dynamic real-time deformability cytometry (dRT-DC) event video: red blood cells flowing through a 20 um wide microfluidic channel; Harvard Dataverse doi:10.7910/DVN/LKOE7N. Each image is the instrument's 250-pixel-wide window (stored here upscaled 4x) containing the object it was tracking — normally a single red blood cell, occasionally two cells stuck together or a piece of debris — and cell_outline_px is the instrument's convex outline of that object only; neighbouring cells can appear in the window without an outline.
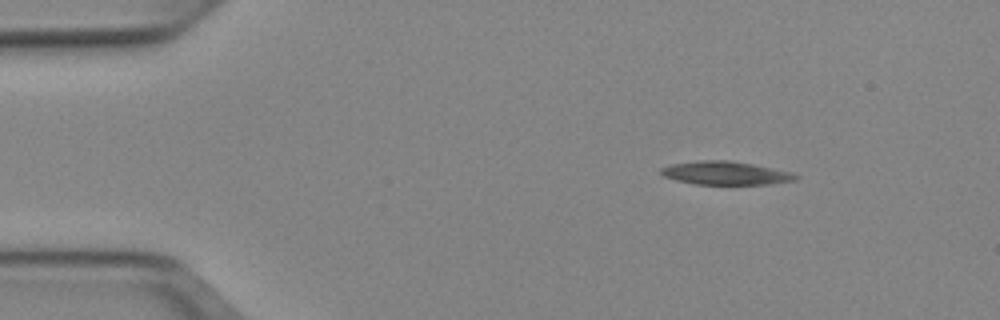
{"species": "Egyptian fruit bat (a non-hibernating species)", "species_latin": "Rousettus aegyptiacus", "temperature_condition": "cold", "stored_images_in_passage": 45, "camera_frame_rate_fps": 3000, "um_per_image_px": 0.085, "animal": {"sex": "female"}, "frame": {"image": 1, "passage_image": 1, "time_ms": 0.0, "image_size_px": [1000, 320], "cell_outline_px": [[800, 176], [796, 180], [768, 184], [696, 184], [676, 180], [664, 176], [660, 172], [660, 168], [672, 164], [700, 160], [728, 160], [752, 164], [792, 172]], "centroid_in_image_um": [61.68, 14.71], "position_along_channel_um": 23.3, "area_um2": 18.21}}
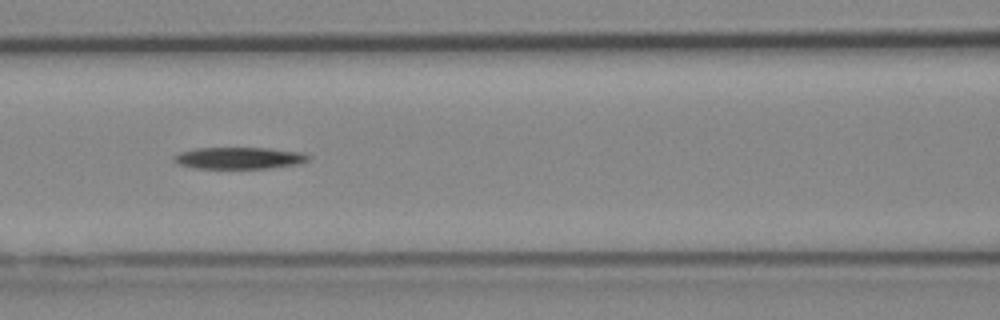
{"frame": {"image": 2, "passage_image": 16, "time_ms": 5.0, "image_size_px": [1000, 320], "cell_outline_px": [[312, 156], [308, 160], [300, 164], [268, 168], [192, 168], [176, 164], [172, 160], [172, 156], [180, 152], [196, 148], [268, 148], [304, 152]], "centroid_in_image_um": [20.32, 13.43], "position_along_channel_um": 146.3, "area_um2": 17.28}}
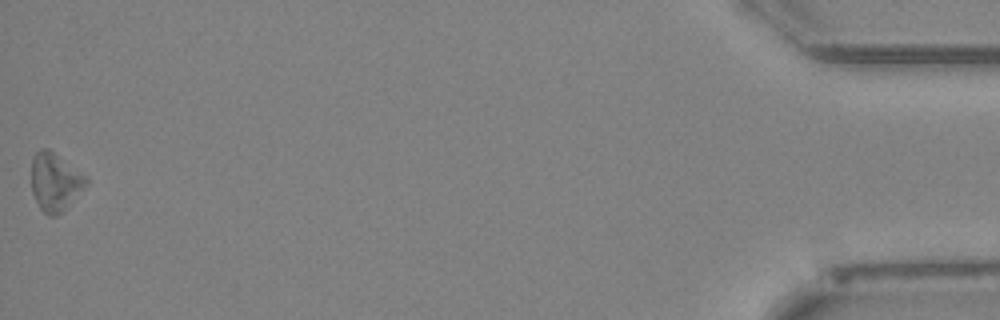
{"frame": {"image": 3, "passage_image": 45, "time_ms": 14.667, "image_size_px": [1000, 320], "cell_outline_px": [[88, 184], [56, 216], [48, 216], [40, 208], [32, 192], [32, 156], [40, 148], [48, 148], [88, 176]], "centroid_in_image_um": [4.68, 15.42], "position_along_channel_um": 430.5, "area_um2": 18.38}, "authors_computed_cell_mechanics": {"area_um2": 17.7446, "velocity_mm_per_s": 3.9332, "shape_relaxation_time_tau1_ms": 2.5319, "shape_relaxation_time_tau2_ms": null, "deformation_change_tau1": 0.0811, "deformation_change_tau2": null}}